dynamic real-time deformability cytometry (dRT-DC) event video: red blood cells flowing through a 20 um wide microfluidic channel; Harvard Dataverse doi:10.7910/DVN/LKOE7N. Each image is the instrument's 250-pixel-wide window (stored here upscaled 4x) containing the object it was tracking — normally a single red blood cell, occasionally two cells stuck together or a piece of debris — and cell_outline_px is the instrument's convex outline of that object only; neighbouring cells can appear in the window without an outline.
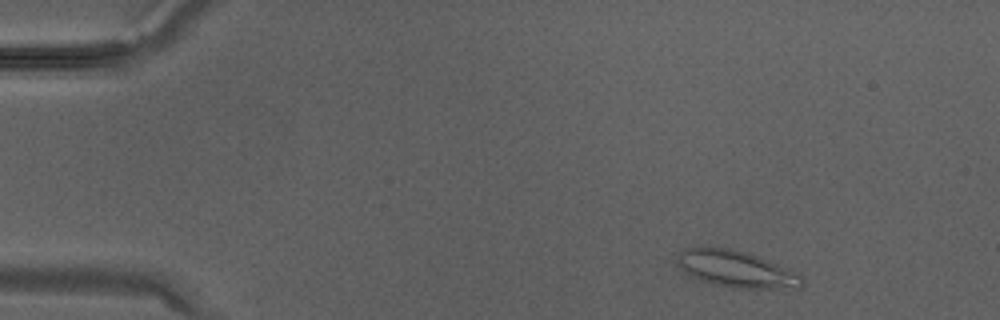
{"species": "Egyptian fruit bat (a non-hibernating species)", "species_latin": "Rousettus aegyptiacus", "temperature_condition": "warm", "stored_images_in_passage": 32, "camera_frame_rate_fps": 3000, "um_per_image_px": 0.085, "animal": {"sex": "male"}, "frame": {"image": 1, "passage_image": 3, "time_ms": 0.667, "image_size_px": [1000, 320], "cell_outline_px": [[804, 284], [800, 288], [732, 288], [704, 280], [692, 276], [684, 272], [676, 264], [680, 256], [688, 248], [732, 248], [768, 260], [788, 268], [804, 276]], "centroid_in_image_um": [62.67, 22.89], "position_along_channel_um": 22.3, "area_um2": 26.07}}
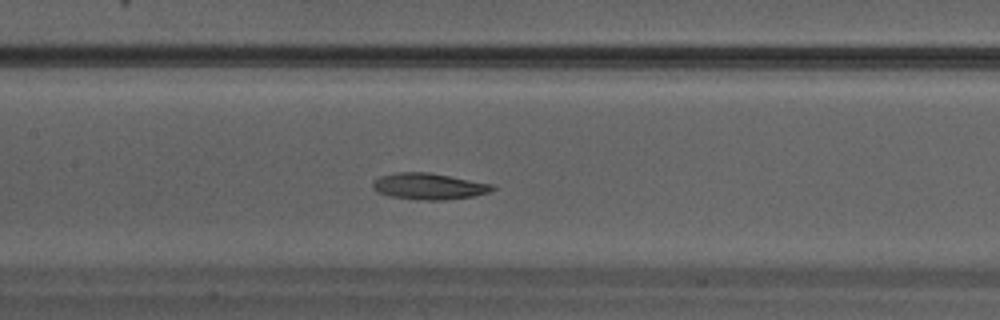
{"frame": {"image": 2, "passage_image": 15, "time_ms": 4.667, "image_size_px": [1000, 320], "cell_outline_px": [[496, 188], [488, 192], [476, 196], [444, 200], [416, 200], [392, 196], [376, 192], [372, 188], [372, 180], [380, 176], [396, 172], [428, 172], [492, 184]], "centroid_in_image_um": [36.41, 15.84], "position_along_channel_um": 171.0, "area_um2": 18.44}}
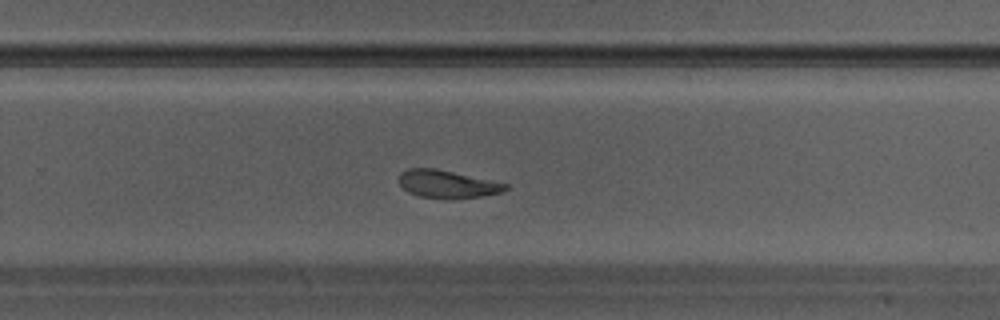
{"frame": {"image": 3, "passage_image": 21, "time_ms": 6.667, "image_size_px": [1000, 320], "cell_outline_px": [[508, 188], [500, 192], [480, 196], [420, 196], [408, 192], [400, 184], [400, 172], [408, 168], [436, 168], [508, 184]], "centroid_in_image_um": [37.98, 15.59], "position_along_channel_um": 291.8, "area_um2": 16.3}}